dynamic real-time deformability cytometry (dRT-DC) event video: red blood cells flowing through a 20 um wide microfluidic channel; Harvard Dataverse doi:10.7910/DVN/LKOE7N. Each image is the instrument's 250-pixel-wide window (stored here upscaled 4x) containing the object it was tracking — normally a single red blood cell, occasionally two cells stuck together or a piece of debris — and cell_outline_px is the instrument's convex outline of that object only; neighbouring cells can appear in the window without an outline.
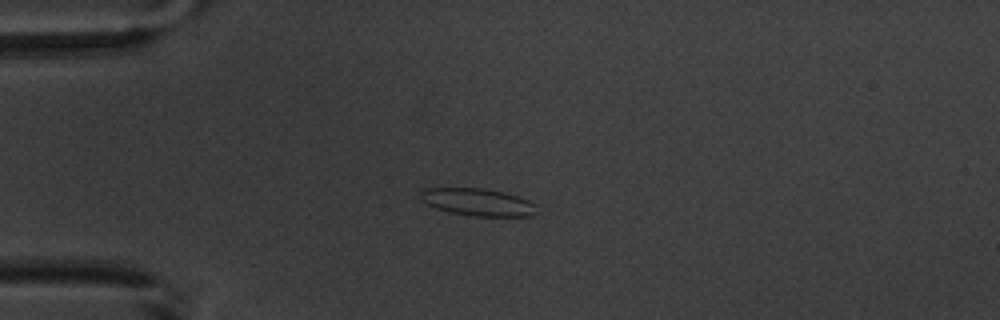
{"species": "common noctule bat (a hibernating species)", "species_latin": "Nyctalus noctula", "temperature_condition": "warm", "stored_images_in_passage": 4, "camera_frame_rate_fps": 3000, "um_per_image_px": 0.085, "animal": {"sex": "male", "body_mass_g": 20.1, "forearm_length_mm": 53.5}, "frame": {"image": 1, "passage_image": 3, "time_ms": 2.667, "image_size_px": [1000, 320], "cell_outline_px": [[536, 212], [532, 216], [472, 216], [452, 212], [436, 208], [420, 200], [420, 192], [424, 188], [484, 188], [504, 192], [528, 200], [536, 204]], "centroid_in_image_um": [40.61, 17.17], "position_along_channel_um": 44.4, "area_um2": 18.5}}